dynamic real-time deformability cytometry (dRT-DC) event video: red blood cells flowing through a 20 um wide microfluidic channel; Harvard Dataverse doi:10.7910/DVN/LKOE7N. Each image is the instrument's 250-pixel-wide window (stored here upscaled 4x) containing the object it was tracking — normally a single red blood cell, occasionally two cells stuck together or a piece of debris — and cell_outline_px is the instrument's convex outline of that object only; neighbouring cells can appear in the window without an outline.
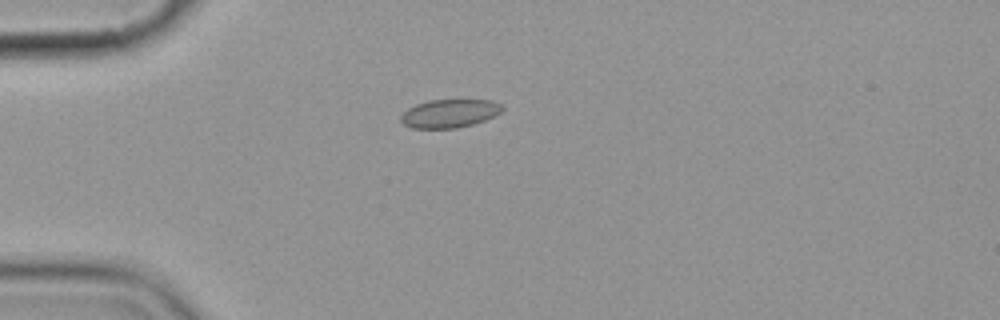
{"species": "common noctule bat (a hibernating species)", "species_latin": "Nyctalus noctula", "temperature_condition": "cold", "stored_images_in_passage": 10, "camera_frame_rate_fps": 3000, "um_per_image_px": 0.085, "animal": {"sex": "female", "body_mass_g": 19.9}, "frame": {"image": 1, "passage_image": 4, "time_ms": 3.333, "image_size_px": [1000, 320], "cell_outline_px": [[504, 108], [500, 112], [484, 120], [472, 124], [456, 128], [412, 128], [404, 124], [400, 120], [400, 116], [408, 108], [416, 104], [428, 100], [492, 100], [500, 104]], "centroid_in_image_um": [38.18, 9.64], "position_along_channel_um": 46.8, "area_um2": 16.59}}
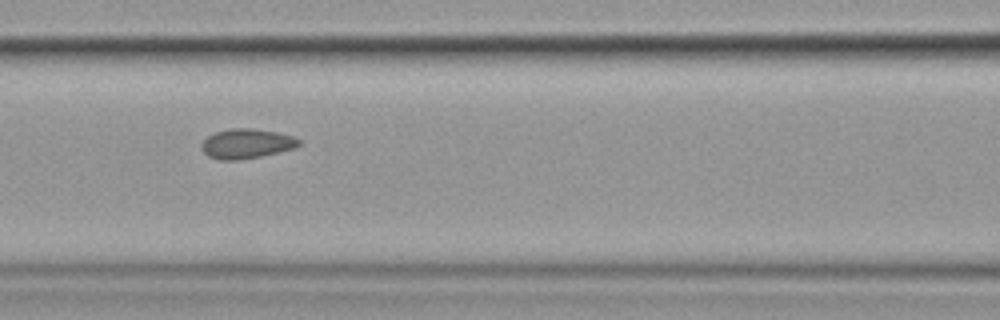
{"frame": {"image": 2, "passage_image": 7, "time_ms": 6.667, "image_size_px": [1000, 320], "cell_outline_px": [[300, 144], [296, 148], [260, 156], [236, 160], [220, 160], [208, 156], [200, 148], [200, 144], [208, 136], [216, 132], [232, 128], [252, 128], [276, 132], [292, 136], [300, 140]], "centroid_in_image_um": [20.94, 12.21], "position_along_channel_um": 145.7, "area_um2": 16.76}}
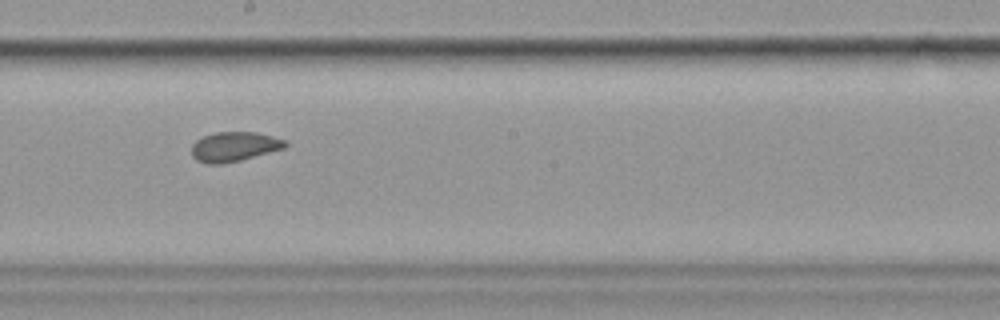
{"frame": {"image": 3, "passage_image": 9, "time_ms": 9.0, "image_size_px": [1000, 320], "cell_outline_px": [[288, 144], [284, 148], [240, 160], [220, 164], [208, 164], [196, 160], [192, 156], [192, 144], [196, 140], [204, 136], [216, 132], [256, 132], [272, 136], [284, 140]], "centroid_in_image_um": [19.88, 12.46], "position_along_channel_um": 228.3, "area_um2": 16.01}}